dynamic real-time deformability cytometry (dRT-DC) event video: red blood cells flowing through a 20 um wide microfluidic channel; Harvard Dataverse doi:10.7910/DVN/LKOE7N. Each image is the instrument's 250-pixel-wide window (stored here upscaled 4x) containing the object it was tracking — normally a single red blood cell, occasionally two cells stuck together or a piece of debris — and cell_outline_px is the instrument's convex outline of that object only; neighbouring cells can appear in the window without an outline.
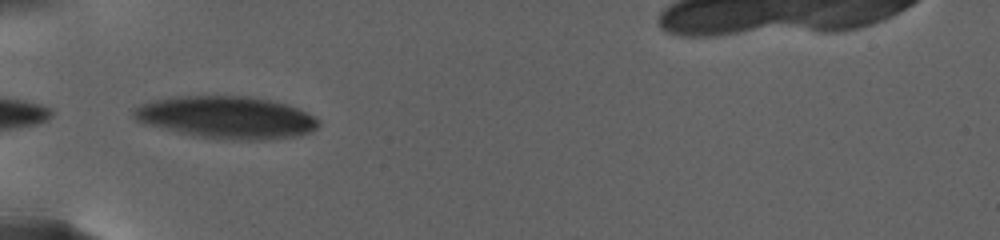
{"species": "human", "species_latin": "Homo sapiens", "temperature_condition": "warm", "stored_images_in_passage": 23, "camera_frame_rate_fps": 3000, "um_per_image_px": 0.085, "donor": {"sex": "female"}, "frame": {"image": 1, "passage_image": 1, "time_ms": 0.0, "image_size_px": [1000, 240], "cell_outline_px": [[320, 124], [312, 132], [300, 136], [264, 140], [224, 140], [192, 136], [144, 124], [136, 120], [132, 116], [132, 108], [140, 104], [172, 96], [244, 96], [268, 100], [284, 104], [296, 108], [312, 116]], "centroid_in_image_um": [19.19, 10.0], "position_along_channel_um": 65.8, "area_um2": 45.78}}
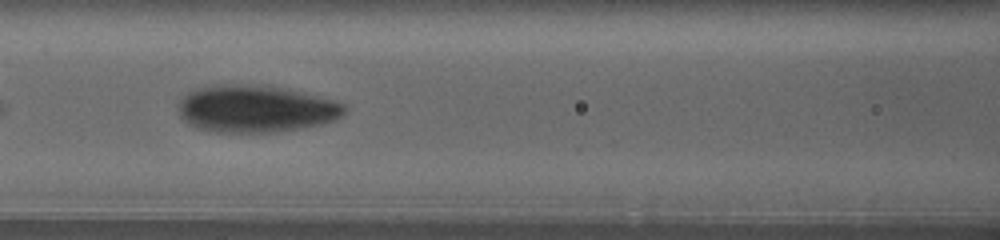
{"frame": {"image": 2, "passage_image": 15, "time_ms": 3.333, "image_size_px": [1000, 240], "cell_outline_px": [[348, 108], [336, 120], [304, 128], [276, 132], [216, 132], [196, 128], [188, 124], [180, 116], [176, 104], [192, 88], [216, 84], [236, 84], [288, 88], [332, 100], [344, 104]], "centroid_in_image_um": [21.69, 9.25], "position_along_channel_um": 144.9, "area_um2": 46.01}}
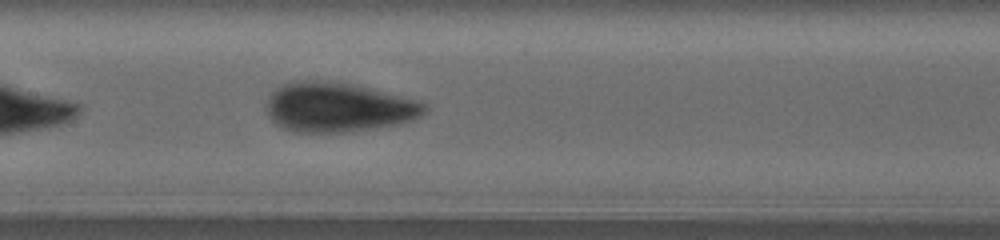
{"frame": {"image": 3, "passage_image": 22, "time_ms": 4.667, "image_size_px": [1000, 240], "cell_outline_px": [[428, 108], [420, 116], [412, 120], [400, 124], [352, 132], [296, 132], [284, 128], [276, 124], [268, 116], [268, 96], [276, 88], [284, 84], [300, 80], [320, 80], [352, 84], [368, 88], [428, 104]], "centroid_in_image_um": [28.73, 9.13], "position_along_channel_um": 178.7, "area_um2": 45.32}}